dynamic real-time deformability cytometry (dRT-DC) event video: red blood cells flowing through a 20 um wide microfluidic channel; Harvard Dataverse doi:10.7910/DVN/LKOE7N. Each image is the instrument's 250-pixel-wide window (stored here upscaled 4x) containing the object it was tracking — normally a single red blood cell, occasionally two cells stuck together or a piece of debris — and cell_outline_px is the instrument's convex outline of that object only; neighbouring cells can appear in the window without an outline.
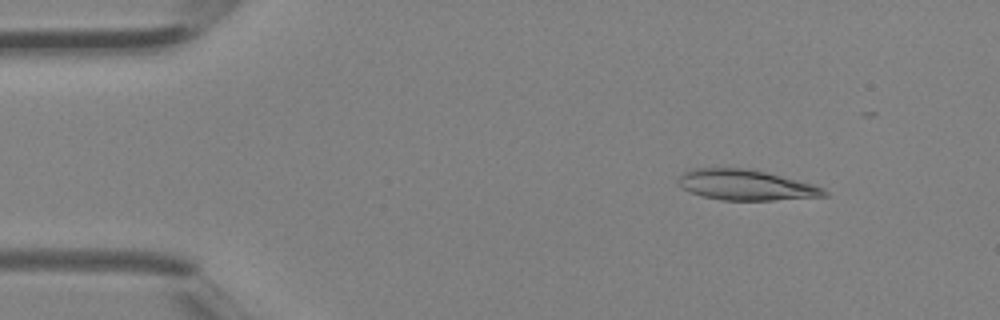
{"species": "Egyptian fruit bat (a non-hibernating species)", "species_latin": "Rousettus aegyptiacus", "temperature_condition": "room temperature", "stored_images_in_passage": 4, "camera_frame_rate_fps": 3000, "um_per_image_px": 0.085, "animal": {"sex": "female"}, "frame": {"image": 1, "passage_image": 1, "time_ms": 0.0, "image_size_px": [1000, 320], "cell_outline_px": [[828, 196], [772, 200], [720, 200], [700, 196], [684, 188], [676, 180], [684, 172], [692, 168], [748, 168], [812, 184], [824, 188], [828, 192]], "centroid_in_image_um": [63.38, 15.73], "position_along_channel_um": 21.6, "area_um2": 25.72}}
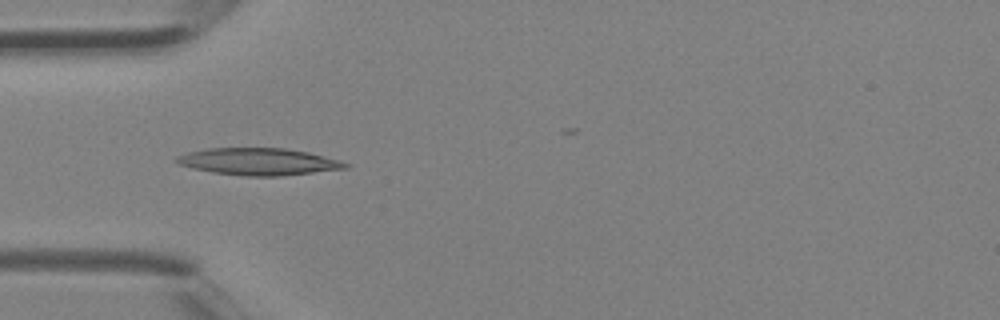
{"frame": {"image": 2, "passage_image": 3, "time_ms": 0.667, "image_size_px": [1000, 320], "cell_outline_px": [[352, 164], [348, 168], [280, 176], [244, 176], [212, 172], [192, 168], [180, 164], [172, 160], [176, 156], [188, 152], [208, 148], [284, 148], [308, 152], [340, 160]], "centroid_in_image_um": [21.98, 13.74], "position_along_channel_um": 63.0, "area_um2": 26.65}}
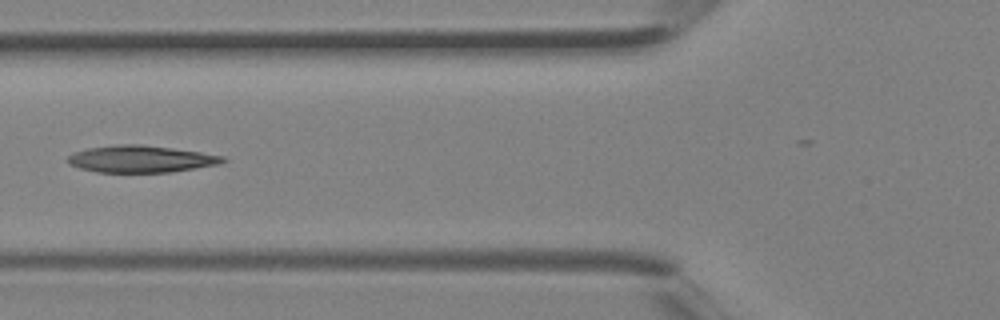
{"frame": {"image": 3, "passage_image": 4, "time_ms": 1.0, "image_size_px": [1000, 320], "cell_outline_px": [[228, 160], [220, 164], [172, 172], [96, 172], [80, 168], [68, 164], [64, 160], [72, 152], [88, 148], [116, 144], [140, 144], [172, 148], [200, 152], [224, 156]], "centroid_in_image_um": [11.94, 13.51], "position_along_channel_um": 113.9, "area_um2": 24.57}}